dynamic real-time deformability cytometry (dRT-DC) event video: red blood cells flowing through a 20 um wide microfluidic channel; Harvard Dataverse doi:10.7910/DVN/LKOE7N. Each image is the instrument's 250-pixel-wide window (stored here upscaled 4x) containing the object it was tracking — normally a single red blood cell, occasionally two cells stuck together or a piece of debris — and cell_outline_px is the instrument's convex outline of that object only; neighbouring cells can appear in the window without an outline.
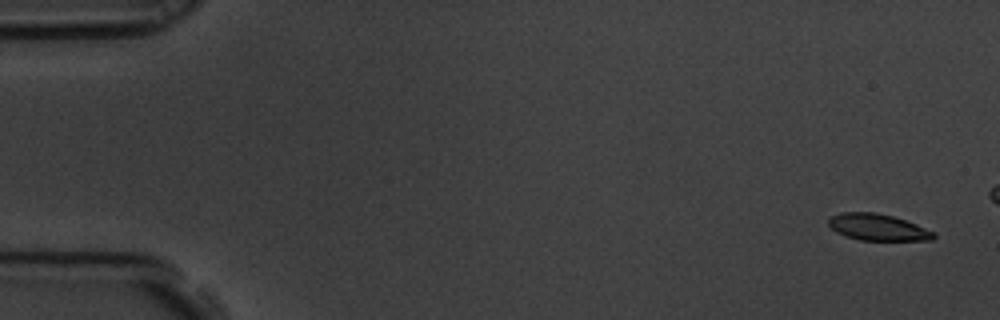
{"species": "common noctule bat (a hibernating species)", "species_latin": "Nyctalus noctula", "temperature_condition": "room temperature", "stored_images_in_passage": 5, "camera_frame_rate_fps": 3000, "um_per_image_px": 0.085, "animal": {"sex": "male", "body_mass_g": 19.5, "forearm_length_mm": 54.6}, "frame": {"image": 1, "passage_image": 1, "time_ms": 0.0, "image_size_px": [1000, 320], "cell_outline_px": [[936, 236], [932, 240], [860, 240], [836, 232], [828, 224], [828, 220], [832, 216], [840, 212], [876, 212], [892, 216], [916, 224], [936, 232]], "centroid_in_image_um": [74.63, 19.31], "position_along_channel_um": 10.4, "area_um2": 16.18}}